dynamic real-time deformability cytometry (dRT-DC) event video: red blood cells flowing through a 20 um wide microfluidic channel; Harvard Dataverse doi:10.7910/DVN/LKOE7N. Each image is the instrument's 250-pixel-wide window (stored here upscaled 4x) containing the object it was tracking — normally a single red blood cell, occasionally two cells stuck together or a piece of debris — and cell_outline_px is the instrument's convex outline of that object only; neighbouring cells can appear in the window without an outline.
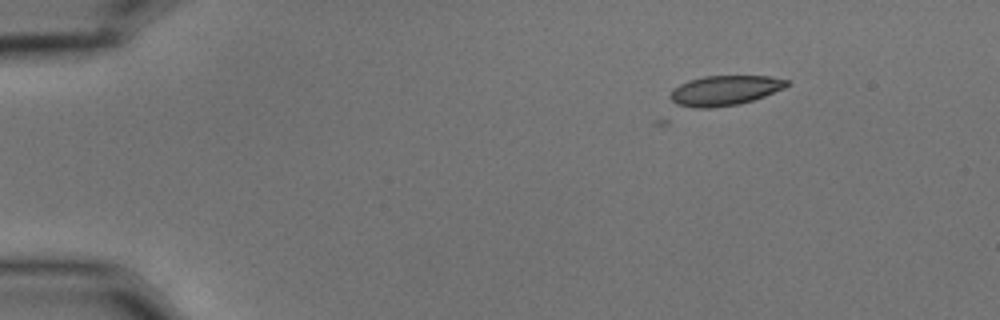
{"species": "common noctule bat (a hibernating species)", "species_latin": "Nyctalus noctula", "temperature_condition": "cold", "stored_images_in_passage": 2, "camera_frame_rate_fps": 3000, "um_per_image_px": 0.085, "animal": {"sex": "male", "body_mass_g": 15.6}, "frame": {"image": 1, "passage_image": 2, "time_ms": 0.333, "image_size_px": [1000, 320], "cell_outline_px": [[792, 84], [784, 88], [764, 96], [752, 100], [736, 104], [712, 108], [696, 108], [676, 104], [668, 96], [672, 88], [688, 80], [704, 76], [768, 76], [788, 80]], "centroid_in_image_um": [61.58, 7.68], "position_along_channel_um": 23.4, "area_um2": 20.35}}